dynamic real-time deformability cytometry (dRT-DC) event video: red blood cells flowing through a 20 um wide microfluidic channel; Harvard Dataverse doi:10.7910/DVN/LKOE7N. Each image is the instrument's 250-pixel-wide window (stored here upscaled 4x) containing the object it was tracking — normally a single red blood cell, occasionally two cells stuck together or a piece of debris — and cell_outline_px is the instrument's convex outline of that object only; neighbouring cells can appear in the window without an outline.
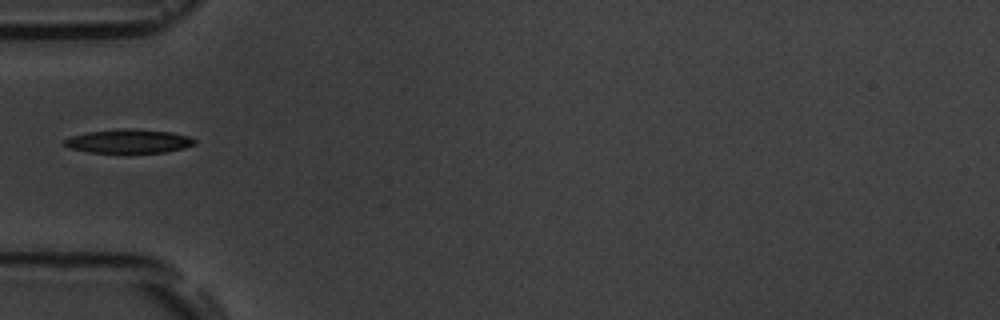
{"species": "common noctule bat (a hibernating species)", "species_latin": "Nyctalus noctula", "temperature_condition": "room temperature", "stored_images_in_passage": 9, "camera_frame_rate_fps": 3000, "um_per_image_px": 0.085, "animal": {"sex": "male", "body_mass_g": 19.5, "forearm_length_mm": 54.6}, "frame": {"image": 1, "passage_image": 1, "time_ms": 0.0, "image_size_px": [1000, 320], "cell_outline_px": [[196, 144], [184, 148], [164, 152], [88, 152], [72, 148], [64, 144], [64, 140], [72, 136], [88, 132], [124, 128], [132, 128], [172, 132], [188, 136], [196, 140]], "centroid_in_image_um": [10.99, 11.99], "position_along_channel_um": 74.0, "area_um2": 17.86}}
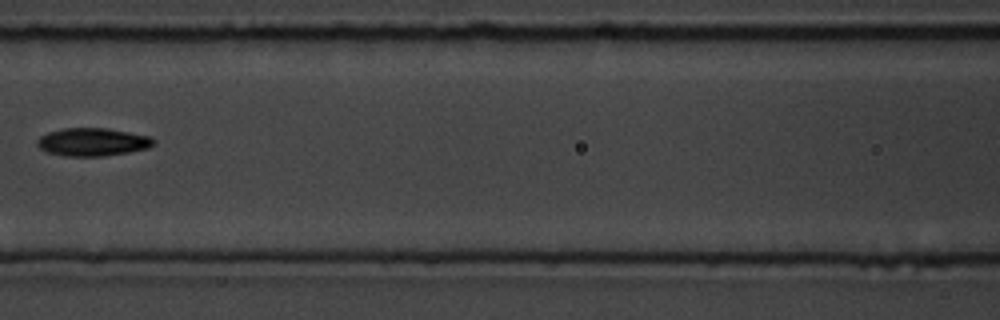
{"frame": {"image": 2, "passage_image": 3, "time_ms": 2.333, "image_size_px": [1000, 320], "cell_outline_px": [[156, 144], [148, 148], [128, 152], [104, 156], [64, 156], [48, 152], [40, 148], [36, 144], [36, 140], [40, 136], [48, 132], [64, 128], [108, 128], [152, 136], [156, 140]], "centroid_in_image_um": [7.9, 12.06], "position_along_channel_um": 158.7, "area_um2": 19.19}}
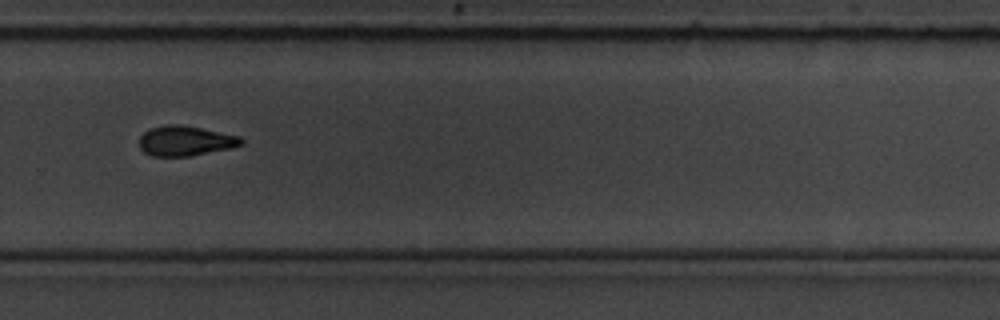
{"frame": {"image": 3, "passage_image": 7, "time_ms": 6.667, "image_size_px": [1000, 320], "cell_outline_px": [[244, 144], [232, 148], [188, 156], [152, 156], [144, 152], [140, 148], [140, 136], [144, 132], [152, 128], [164, 124], [176, 124], [200, 128], [240, 136], [244, 140]], "centroid_in_image_um": [15.77, 11.97], "position_along_channel_um": 314.0, "area_um2": 17.74}}